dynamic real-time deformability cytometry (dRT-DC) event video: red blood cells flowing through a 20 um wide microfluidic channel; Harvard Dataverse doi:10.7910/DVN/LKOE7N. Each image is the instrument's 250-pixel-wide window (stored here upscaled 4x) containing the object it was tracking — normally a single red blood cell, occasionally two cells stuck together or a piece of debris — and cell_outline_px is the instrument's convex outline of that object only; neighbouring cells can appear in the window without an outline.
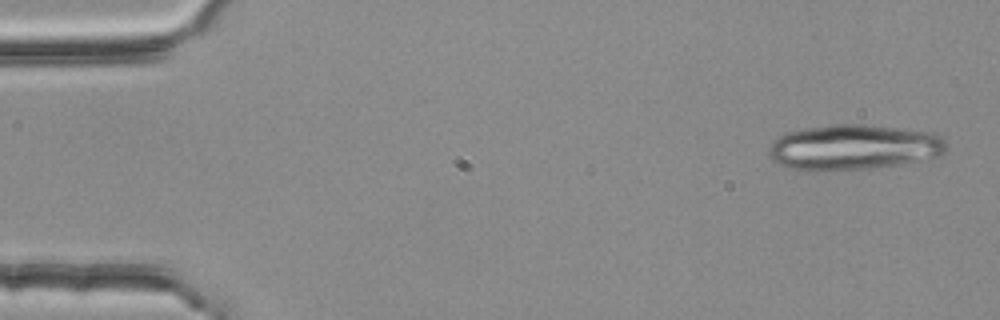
{"species": "common noctule bat (a hibernating species)", "species_latin": "Nyctalus noctula", "temperature_condition": "room temperature", "stored_images_in_passage": 3, "camera_frame_rate_fps": 3000, "um_per_image_px": 0.085, "animal": {"sex": "female", "body_mass_g": 25.1}, "frame": {"image": 1, "passage_image": 1, "time_ms": 0.0, "image_size_px": [1000, 320], "cell_outline_px": [[948, 148], [944, 152], [936, 156], [900, 164], [872, 168], [824, 172], [812, 172], [784, 168], [768, 152], [768, 148], [772, 140], [788, 132], [804, 128], [832, 124], [864, 124], [936, 132], [948, 144]], "centroid_in_image_um": [72.54, 12.52], "position_along_channel_um": 12.5, "area_um2": 47.57}}